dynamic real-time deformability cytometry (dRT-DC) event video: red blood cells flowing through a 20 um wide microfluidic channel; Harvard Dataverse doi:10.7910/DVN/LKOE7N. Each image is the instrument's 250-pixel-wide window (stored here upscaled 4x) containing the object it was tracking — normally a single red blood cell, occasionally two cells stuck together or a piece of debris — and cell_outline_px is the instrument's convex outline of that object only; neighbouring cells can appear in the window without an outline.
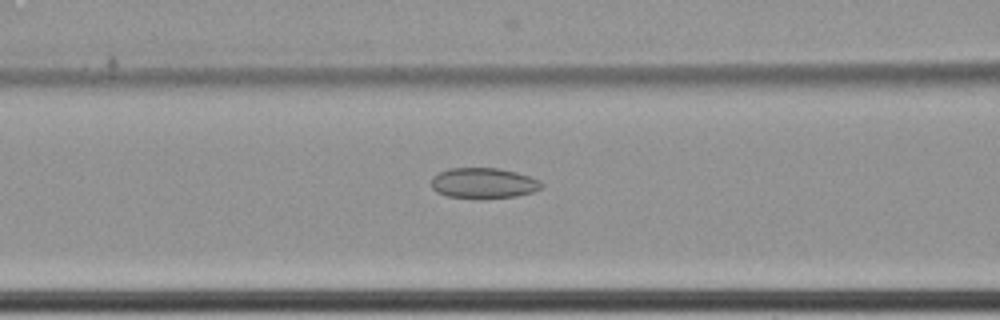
{"species": "common noctule bat (a hibernating species)", "species_latin": "Nyctalus noctula", "temperature_condition": "cold", "stored_images_in_passage": 62, "camera_frame_rate_fps": 3000, "um_per_image_px": 0.085, "animal": {"sex": "female", "body_mass_g": 22.7, "forearm_length_mm": 54.2}, "frame": {"image": 1, "passage_image": 28, "time_ms": 9.0, "image_size_px": [1000, 320], "cell_outline_px": [[544, 188], [532, 192], [516, 196], [484, 200], [448, 196], [436, 192], [432, 188], [432, 176], [448, 168], [500, 168], [516, 172], [540, 180], [544, 184]], "centroid_in_image_um": [41.12, 15.58], "position_along_channel_um": 125.5, "area_um2": 20.06}}
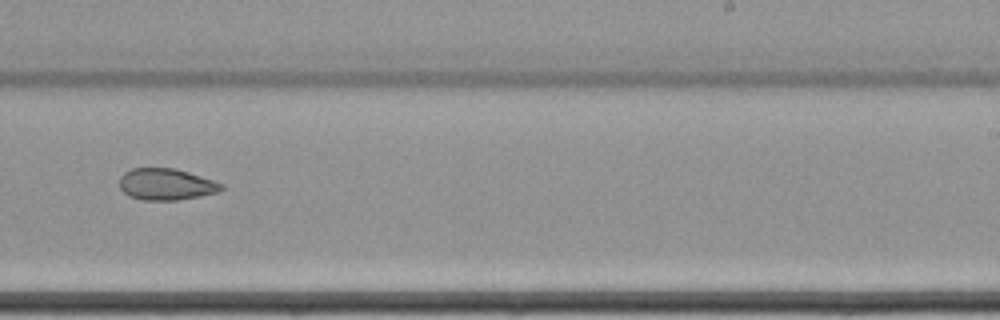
{"frame": {"image": 2, "passage_image": 41, "time_ms": 13.333, "image_size_px": [1000, 320], "cell_outline_px": [[224, 188], [220, 192], [200, 196], [176, 200], [144, 200], [128, 196], [120, 188], [120, 176], [124, 172], [132, 168], [176, 168], [224, 184]], "centroid_in_image_um": [14.12, 15.66], "position_along_channel_um": 274.9, "area_um2": 18.79}}
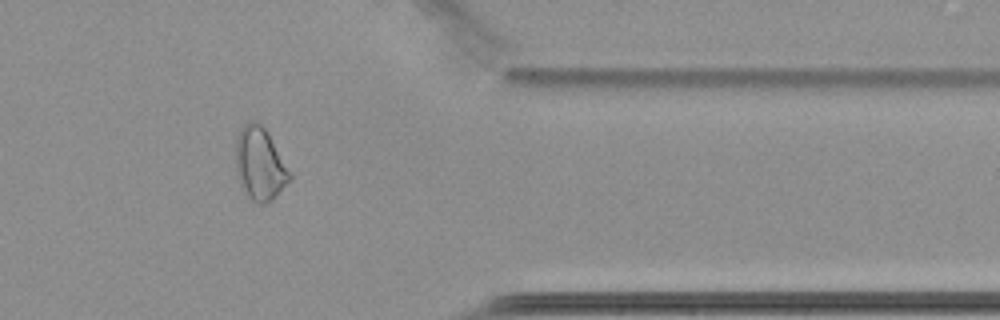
{"frame": {"image": 3, "passage_image": 52, "time_ms": 17.0, "image_size_px": [1000, 320], "cell_outline_px": [[292, 176], [272, 200], [264, 204], [256, 204], [248, 196], [240, 184], [236, 172], [236, 136], [240, 128], [248, 120], [252, 120], [260, 124], [268, 132], [292, 172]], "centroid_in_image_um": [22.08, 13.91], "position_along_channel_um": 389.3, "area_um2": 23.06}, "authors_computed_cell_mechanics": {"area_um2": 23.3801, "velocity_mm_per_s": 3.4563, "shape_relaxation_time_tau1_ms": null, "shape_relaxation_time_tau2_ms": 3.4462, "deformation_change_tau1": null, "deformation_change_tau2": 0.0805}}